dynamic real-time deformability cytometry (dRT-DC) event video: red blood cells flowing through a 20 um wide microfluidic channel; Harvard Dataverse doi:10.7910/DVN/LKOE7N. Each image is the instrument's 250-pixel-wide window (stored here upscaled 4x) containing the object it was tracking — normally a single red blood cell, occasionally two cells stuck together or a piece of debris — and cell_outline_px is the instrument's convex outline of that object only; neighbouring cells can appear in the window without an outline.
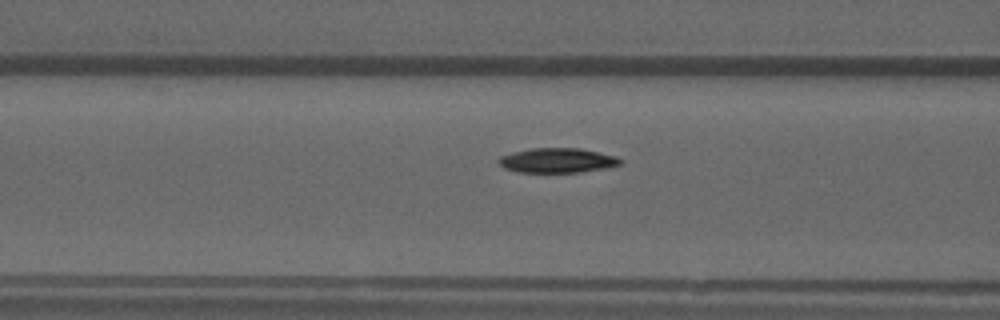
{"species": "common noctule bat (a hibernating species)", "species_latin": "Nyctalus noctula", "temperature_condition": "warm", "stored_images_in_passage": 48, "camera_frame_rate_fps": 3000, "um_per_image_px": 0.085, "animal": {"sex": "male", "forearm_length_mm": 52.5}, "frame": {"image": 1, "passage_image": 16, "time_ms": 5.0, "image_size_px": [1000, 320], "cell_outline_px": [[624, 164], [608, 168], [580, 172], [516, 172], [504, 168], [496, 160], [500, 156], [512, 152], [528, 148], [580, 148], [616, 156], [624, 160]], "centroid_in_image_um": [47.4, 13.63], "position_along_channel_um": 119.2, "area_um2": 17.8}}
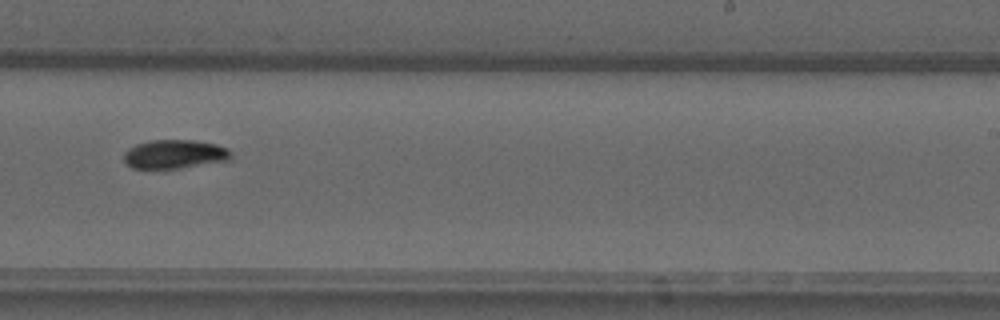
{"frame": {"image": 2, "passage_image": 28, "time_ms": 9.0, "image_size_px": [1000, 320], "cell_outline_px": [[232, 160], [180, 168], [132, 168], [124, 160], [124, 152], [128, 148], [136, 144], [152, 140], [192, 140], [216, 144], [228, 148], [232, 152]], "centroid_in_image_um": [14.88, 13.1], "position_along_channel_um": 274.1, "area_um2": 18.09}}
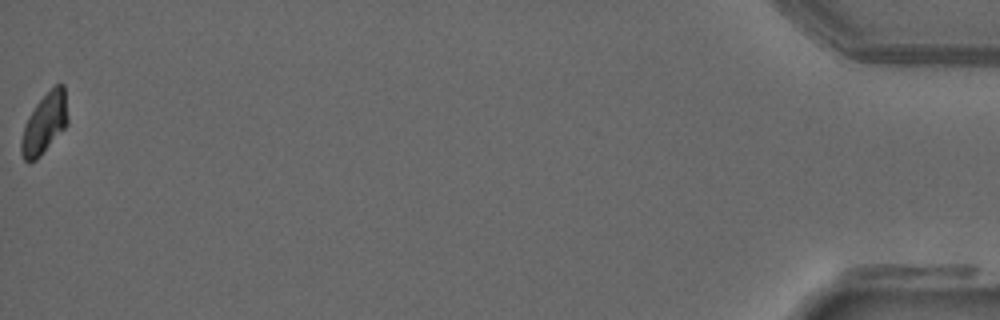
{"frame": {"image": 3, "passage_image": 48, "time_ms": 15.667, "image_size_px": [1000, 320], "cell_outline_px": [[68, 124], [40, 156], [36, 160], [28, 164], [24, 160], [20, 152], [20, 140], [24, 124], [28, 116], [36, 104], [56, 84], [64, 84], [68, 120]], "centroid_in_image_um": [3.76, 10.53], "position_along_channel_um": 431.4, "area_um2": 16.42}, "authors_computed_cell_mechanics": {"area_um2": 17.2822, "velocity_mm_per_s": 3.894, "shape_relaxation_time_tau1_ms": 4.6064, "shape_relaxation_time_tau2_ms": null, "deformation_change_tau1": 0.1569, "deformation_change_tau2": null}}